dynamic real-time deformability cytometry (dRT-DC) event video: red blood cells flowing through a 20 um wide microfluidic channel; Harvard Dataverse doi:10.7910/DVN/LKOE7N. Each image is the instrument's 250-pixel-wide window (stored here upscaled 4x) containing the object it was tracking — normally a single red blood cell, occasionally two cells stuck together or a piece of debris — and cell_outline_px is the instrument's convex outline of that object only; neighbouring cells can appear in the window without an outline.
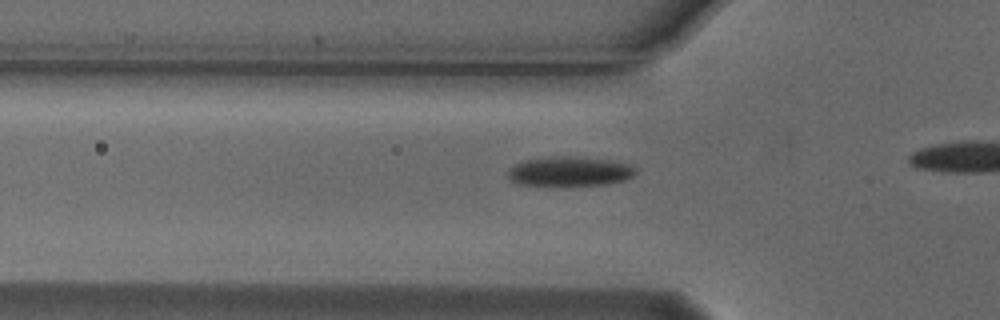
{"species": "Egyptian fruit bat (a non-hibernating species)", "species_latin": "Rousettus aegyptiacus", "temperature_condition": "cold", "stored_images_in_passage": 5, "camera_frame_rate_fps": 3000, "um_per_image_px": 0.085, "animal": {"sex": "male"}, "frame": {"image": 1, "passage_image": 3, "time_ms": 0.667, "image_size_px": [1000, 320], "cell_outline_px": [[636, 172], [632, 176], [624, 180], [604, 184], [552, 188], [520, 184], [512, 180], [508, 176], [508, 168], [516, 164], [528, 160], [552, 156], [572, 156], [608, 160], [632, 164], [636, 168]], "centroid_in_image_um": [48.4, 14.6], "position_along_channel_um": 77.4, "area_um2": 22.6}}